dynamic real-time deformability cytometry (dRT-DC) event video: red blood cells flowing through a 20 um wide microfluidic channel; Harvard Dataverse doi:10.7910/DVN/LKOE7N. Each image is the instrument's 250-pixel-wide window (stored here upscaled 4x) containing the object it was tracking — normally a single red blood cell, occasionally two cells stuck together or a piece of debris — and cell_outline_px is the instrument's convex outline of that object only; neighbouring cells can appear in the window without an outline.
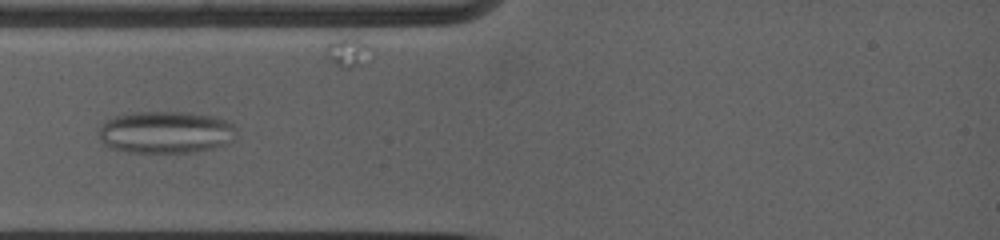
{"species": "common noctule bat (a hibernating species)", "species_latin": "Nyctalus noctula", "temperature_condition": "warm", "stored_images_in_passage": 4, "camera_frame_rate_fps": 5000, "um_per_image_px": 0.085, "animal": {"sex": "female", "body_mass_g": 19.0, "forearm_length_mm": 53.3}, "frame": {"image": 1, "passage_image": 3, "time_ms": 2.6, "image_size_px": [1000, 240], "cell_outline_px": [[232, 140], [224, 144], [212, 148], [196, 152], [128, 152], [112, 148], [104, 144], [100, 140], [100, 128], [104, 120], [112, 116], [136, 112], [188, 112], [212, 116], [224, 120], [232, 124]], "centroid_in_image_um": [14.01, 11.23], "position_along_channel_um": 71.0, "area_um2": 33.47}}